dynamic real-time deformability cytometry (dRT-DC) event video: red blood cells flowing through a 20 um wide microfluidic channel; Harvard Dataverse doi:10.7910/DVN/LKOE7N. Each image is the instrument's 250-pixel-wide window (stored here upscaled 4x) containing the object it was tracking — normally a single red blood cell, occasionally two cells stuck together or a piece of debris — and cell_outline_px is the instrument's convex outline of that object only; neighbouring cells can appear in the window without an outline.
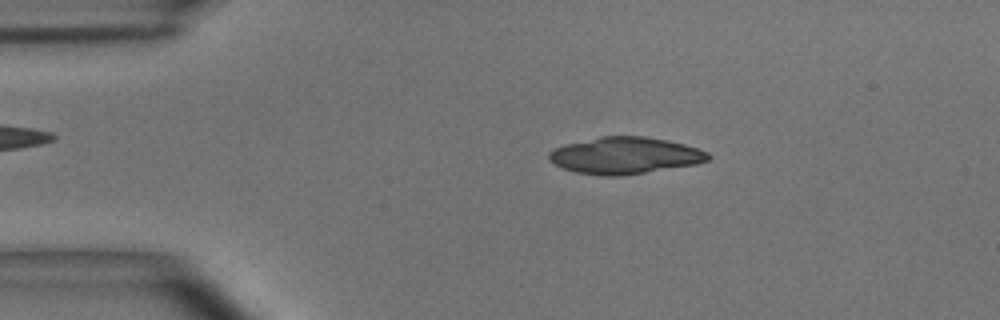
{"species": "common noctule bat (a hibernating species)", "species_latin": "Nyctalus noctula", "temperature_condition": "room temperature", "stored_images_in_passage": 2, "camera_frame_rate_fps": 3000, "um_per_image_px": 0.085, "animal": {"sex": "male", "body_mass_g": 15.6}, "frame": {"image": 1, "passage_image": 1, "time_ms": 0.0, "image_size_px": [1000, 320], "cell_outline_px": [[712, 156], [708, 160], [696, 164], [620, 176], [604, 176], [576, 172], [564, 168], [548, 160], [548, 152], [564, 144], [600, 136], [644, 136], [668, 140], [684, 144], [708, 152]], "centroid_in_image_um": [53.11, 13.21], "position_along_channel_um": 31.9, "area_um2": 33.99}}